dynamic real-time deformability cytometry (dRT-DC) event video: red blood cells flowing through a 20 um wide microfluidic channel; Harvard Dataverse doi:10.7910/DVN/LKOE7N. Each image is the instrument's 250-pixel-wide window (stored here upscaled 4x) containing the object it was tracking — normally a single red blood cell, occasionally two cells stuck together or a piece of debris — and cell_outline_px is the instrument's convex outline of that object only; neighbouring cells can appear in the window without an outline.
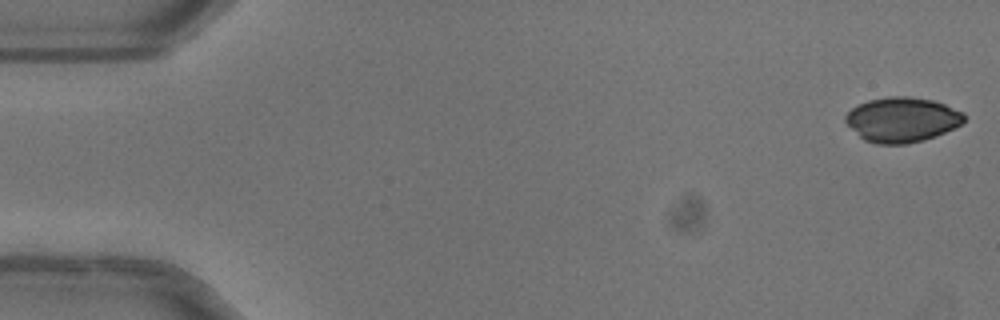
{"species": "common noctule bat (a hibernating species)", "species_latin": "Nyctalus noctula", "temperature_condition": "warm", "stored_images_in_passage": 51, "camera_frame_rate_fps": 3000, "um_per_image_px": 0.085, "animal": {"sex": "female"}, "frame": {"image": 1, "passage_image": 1, "time_ms": 0.0, "image_size_px": [1000, 320], "cell_outline_px": [[964, 120], [960, 124], [936, 136], [924, 140], [908, 144], [876, 144], [864, 140], [844, 120], [844, 116], [852, 108], [868, 100], [888, 96], [908, 96], [932, 100], [944, 104], [964, 112]], "centroid_in_image_um": [76.66, 10.17], "position_along_channel_um": 8.3, "area_um2": 30.87}}
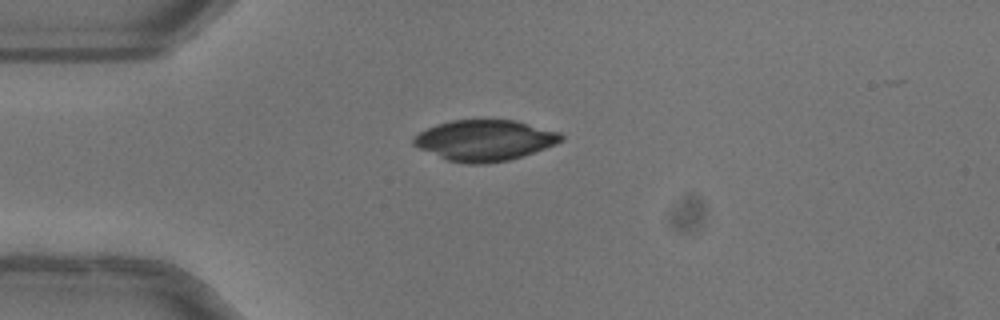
{"frame": {"image": 2, "passage_image": 13, "time_ms": 4.0, "image_size_px": [1000, 320], "cell_outline_px": [[564, 140], [556, 144], [508, 160], [484, 164], [468, 164], [448, 160], [420, 148], [412, 144], [412, 136], [436, 124], [452, 120], [516, 120], [560, 132], [564, 136]], "centroid_in_image_um": [41.2, 11.92], "position_along_channel_um": 43.8, "area_um2": 34.91}}